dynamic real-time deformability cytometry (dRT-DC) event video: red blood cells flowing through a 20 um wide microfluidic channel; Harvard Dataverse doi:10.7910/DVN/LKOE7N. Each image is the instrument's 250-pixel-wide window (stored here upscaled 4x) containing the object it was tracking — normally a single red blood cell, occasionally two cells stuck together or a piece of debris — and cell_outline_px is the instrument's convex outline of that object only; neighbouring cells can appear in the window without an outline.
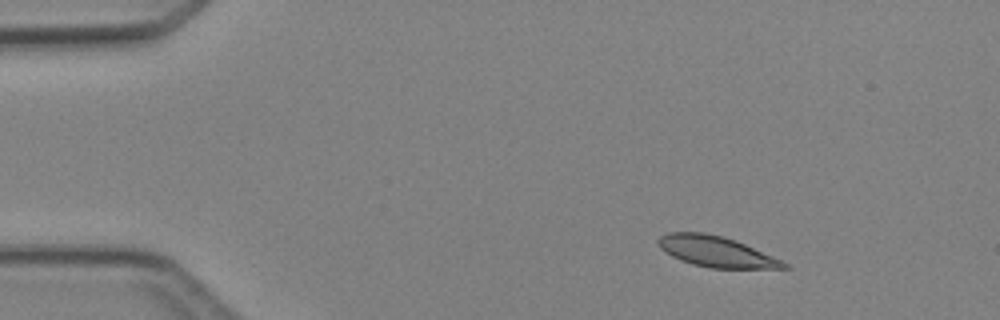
{"species": "Egyptian fruit bat (a non-hibernating species)", "species_latin": "Rousettus aegyptiacus", "temperature_condition": "cold", "stored_images_in_passage": 3, "camera_frame_rate_fps": 3000, "um_per_image_px": 0.085, "animal": {"sex": "female"}, "frame": {"image": 1, "passage_image": 1, "time_ms": 0.0, "image_size_px": [1000, 320], "cell_outline_px": [[792, 268], [712, 268], [692, 264], [680, 260], [672, 256], [660, 248], [656, 240], [660, 236], [668, 232], [704, 232], [724, 236], [744, 244], [780, 260], [788, 264]], "centroid_in_image_um": [60.81, 21.37], "position_along_channel_um": 24.2, "area_um2": 22.25}}